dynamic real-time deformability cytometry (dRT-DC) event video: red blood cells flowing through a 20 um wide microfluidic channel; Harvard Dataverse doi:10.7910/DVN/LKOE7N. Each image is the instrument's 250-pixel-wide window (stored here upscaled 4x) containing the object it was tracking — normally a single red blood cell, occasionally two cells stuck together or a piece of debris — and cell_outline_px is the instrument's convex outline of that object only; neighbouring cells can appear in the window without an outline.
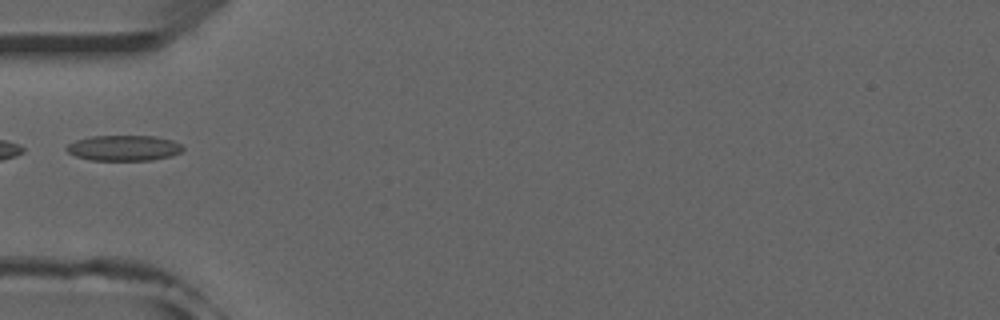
{"species": "common noctule bat (a hibernating species)", "species_latin": "Nyctalus noctula", "temperature_condition": "room temperature", "stored_images_in_passage": 34, "camera_frame_rate_fps": 3000, "um_per_image_px": 0.085, "animal": {"sex": "male", "forearm_length_mm": 52.5}, "frame": {"image": 1, "passage_image": 1, "time_ms": 0.0, "image_size_px": [1000, 320], "cell_outline_px": [[184, 148], [180, 152], [172, 156], [152, 160], [92, 160], [76, 156], [68, 152], [64, 148], [68, 144], [76, 140], [92, 136], [152, 136], [172, 140], [180, 144]], "centroid_in_image_um": [10.52, 12.58], "position_along_channel_um": 74.5, "area_um2": 17.22}}